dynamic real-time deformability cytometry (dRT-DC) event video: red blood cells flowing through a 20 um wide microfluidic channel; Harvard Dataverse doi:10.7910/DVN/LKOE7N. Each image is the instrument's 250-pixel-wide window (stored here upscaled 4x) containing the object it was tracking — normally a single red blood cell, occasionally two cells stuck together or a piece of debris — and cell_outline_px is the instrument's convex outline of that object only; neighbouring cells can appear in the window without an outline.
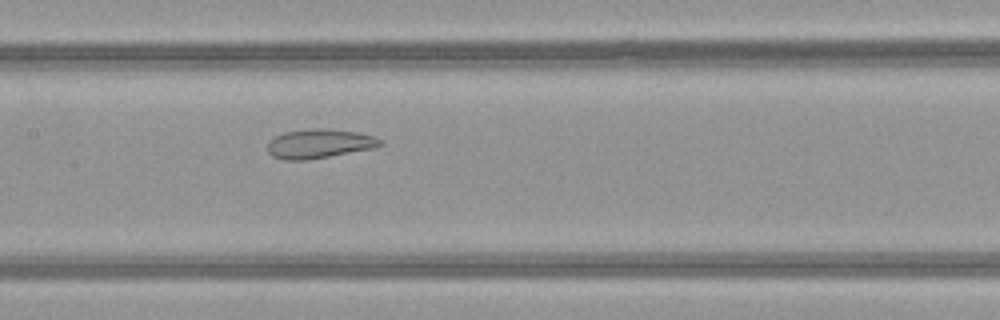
{"species": "common noctule bat (a hibernating species)", "species_latin": "Nyctalus noctula", "temperature_condition": "warm", "stored_images_in_passage": 51, "camera_frame_rate_fps": 3000, "um_per_image_px": 0.085, "animal": {"sex": "female", "body_mass_g": 21.9}, "frame": {"image": 1, "passage_image": 25, "time_ms": 8.0, "image_size_px": [1000, 320], "cell_outline_px": [[384, 144], [376, 148], [304, 160], [284, 160], [272, 156], [268, 152], [268, 140], [284, 132], [316, 128], [328, 128], [356, 132], [372, 136], [384, 140]], "centroid_in_image_um": [27.15, 12.21], "position_along_channel_um": 180.2, "area_um2": 19.19}}
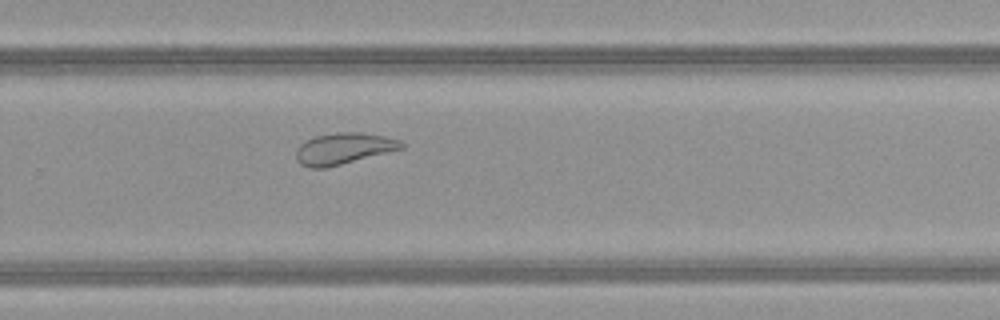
{"frame": {"image": 2, "passage_image": 34, "time_ms": 11.0, "image_size_px": [1000, 320], "cell_outline_px": [[404, 148], [324, 168], [308, 168], [300, 164], [296, 160], [296, 148], [304, 140], [316, 136], [336, 132], [360, 132], [384, 136], [400, 140], [404, 144]], "centroid_in_image_um": [29.16, 12.62], "position_along_channel_um": 300.6, "area_um2": 19.19}}
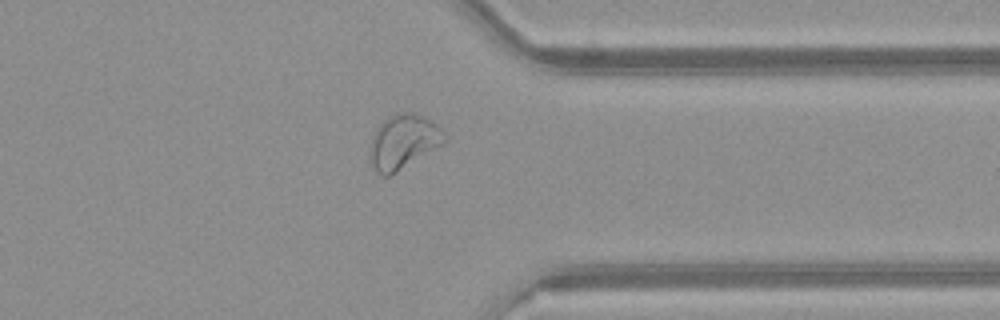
{"frame": {"image": 3, "passage_image": 40, "time_ms": 13.0, "image_size_px": [1000, 320], "cell_outline_px": [[448, 140], [444, 144], [396, 172], [388, 176], [380, 176], [376, 172], [368, 156], [368, 152], [372, 136], [376, 128], [388, 116], [400, 112], [412, 112], [432, 120], [444, 132]], "centroid_in_image_um": [34.27, 12.05], "position_along_channel_um": 377.1, "area_um2": 23.87}, "authors_computed_cell_mechanics": {"area_um2": 25.3742, "velocity_mm_per_s": 4.0282, "shape_relaxation_time_tau1_ms": null, "shape_relaxation_time_tau2_ms": 1.8573, "deformation_change_tau1": null, "deformation_change_tau2": 0.0892}}